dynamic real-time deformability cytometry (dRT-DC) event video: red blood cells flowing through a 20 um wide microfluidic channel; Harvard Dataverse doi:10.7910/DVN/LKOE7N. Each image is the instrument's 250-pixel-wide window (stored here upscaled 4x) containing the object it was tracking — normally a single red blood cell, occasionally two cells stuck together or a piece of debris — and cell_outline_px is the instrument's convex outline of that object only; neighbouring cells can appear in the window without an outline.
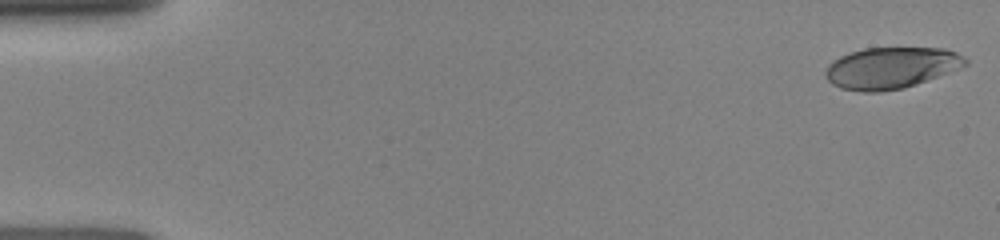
{"species": "human", "species_latin": "Homo sapiens", "temperature_condition": "room temperature", "stored_images_in_passage": 15, "camera_frame_rate_fps": 3000, "um_per_image_px": 0.085, "donor": {"sex": "female"}, "frame": {"image": 1, "passage_image": 1, "time_ms": 0.0, "image_size_px": [1000, 240], "cell_outline_px": [[968, 64], [948, 72], [916, 84], [904, 88], [880, 92], [864, 92], [840, 88], [832, 84], [824, 76], [824, 72], [828, 64], [832, 60], [840, 56], [864, 48], [944, 48], [956, 52], [964, 56], [968, 60]], "centroid_in_image_um": [75.71, 5.77], "position_along_channel_um": 9.3, "area_um2": 33.76}}
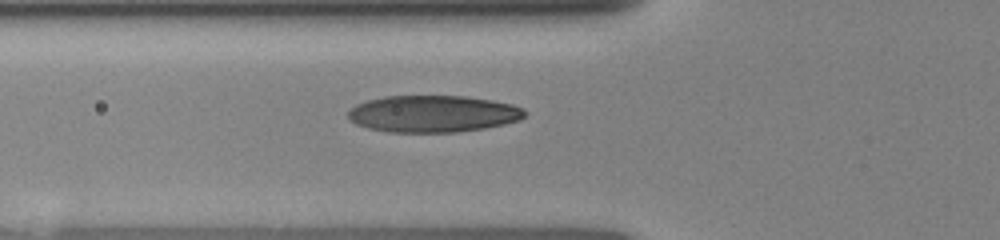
{"frame": {"image": 2, "passage_image": 13, "time_ms": 5.333, "image_size_px": [1000, 240], "cell_outline_px": [[524, 116], [520, 120], [504, 124], [484, 128], [456, 132], [388, 132], [368, 128], [356, 124], [348, 116], [348, 112], [356, 104], [368, 100], [384, 96], [464, 96], [492, 100], [512, 104], [524, 108]], "centroid_in_image_um": [36.81, 9.67], "position_along_channel_um": 89.0, "area_um2": 37.86}}
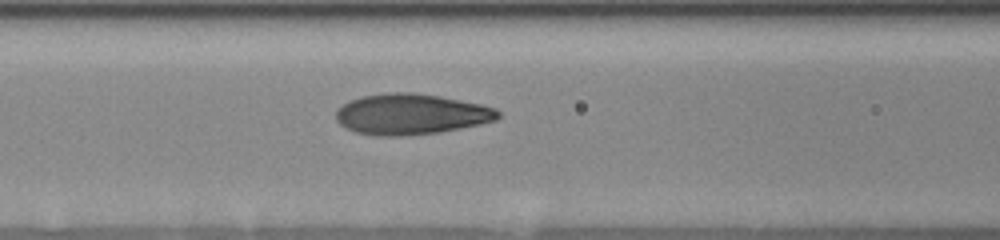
{"frame": {"image": 3, "passage_image": 15, "time_ms": 6.333, "image_size_px": [1000, 240], "cell_outline_px": [[500, 116], [496, 120], [480, 124], [440, 132], [400, 136], [376, 136], [356, 132], [340, 124], [336, 120], [336, 112], [344, 104], [360, 96], [388, 92], [412, 92], [440, 96], [480, 104], [496, 108], [500, 112]], "centroid_in_image_um": [34.95, 9.7], "position_along_channel_um": 131.7, "area_um2": 38.38}}